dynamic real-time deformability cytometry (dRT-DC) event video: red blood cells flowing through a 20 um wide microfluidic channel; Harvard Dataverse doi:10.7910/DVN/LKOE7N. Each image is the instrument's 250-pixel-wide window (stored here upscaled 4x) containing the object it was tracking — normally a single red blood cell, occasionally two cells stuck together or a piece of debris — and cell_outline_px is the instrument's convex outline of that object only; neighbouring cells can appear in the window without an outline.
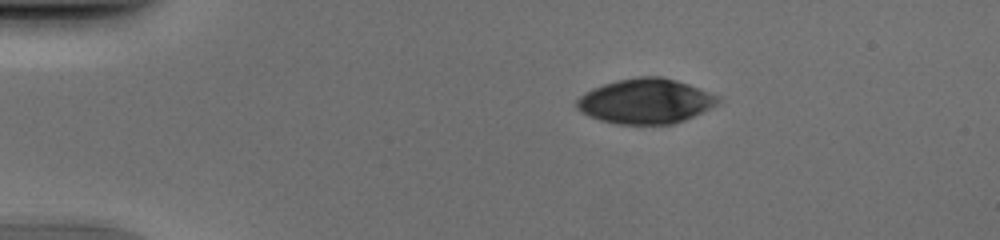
{"species": "human", "species_latin": "Homo sapiens", "temperature_condition": "cold", "stored_images_in_passage": 42, "camera_frame_rate_fps": 3000, "um_per_image_px": 0.085, "donor": {"sex": "male"}, "frame": {"image": 1, "passage_image": 1, "time_ms": 0.0, "image_size_px": [1000, 240], "cell_outline_px": [[720, 104], [684, 120], [672, 124], [616, 124], [600, 120], [588, 116], [576, 108], [576, 100], [584, 92], [592, 88], [616, 80], [640, 76], [660, 76], [676, 80], [688, 84], [720, 96]], "centroid_in_image_um": [54.87, 8.6], "position_along_channel_um": 30.1, "area_um2": 37.17}}
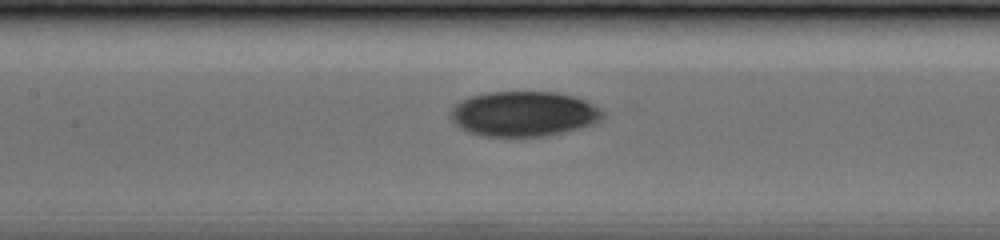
{"frame": {"image": 2, "passage_image": 16, "time_ms": 5.0, "image_size_px": [1000, 240], "cell_outline_px": [[604, 116], [600, 120], [592, 124], [580, 128], [548, 136], [480, 136], [468, 132], [460, 128], [452, 120], [452, 108], [456, 104], [472, 96], [488, 92], [556, 92], [572, 96], [584, 100], [600, 108], [604, 112]], "centroid_in_image_um": [44.53, 9.69], "position_along_channel_um": 162.9, "area_um2": 39.77}}
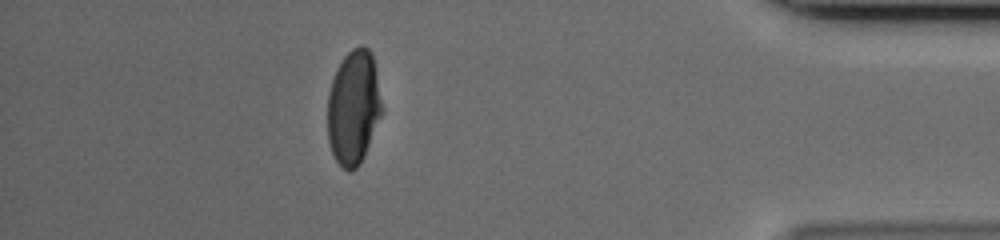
{"frame": {"image": 3, "passage_image": 37, "time_ms": 12.0, "image_size_px": [1000, 240], "cell_outline_px": [[384, 112], [364, 156], [360, 164], [352, 172], [348, 172], [336, 160], [332, 152], [328, 140], [328, 92], [336, 68], [344, 56], [352, 48], [360, 44], [364, 44], [372, 52], [384, 108]], "centroid_in_image_um": [30.08, 9.11], "position_along_channel_um": 405.1, "area_um2": 36.93}}